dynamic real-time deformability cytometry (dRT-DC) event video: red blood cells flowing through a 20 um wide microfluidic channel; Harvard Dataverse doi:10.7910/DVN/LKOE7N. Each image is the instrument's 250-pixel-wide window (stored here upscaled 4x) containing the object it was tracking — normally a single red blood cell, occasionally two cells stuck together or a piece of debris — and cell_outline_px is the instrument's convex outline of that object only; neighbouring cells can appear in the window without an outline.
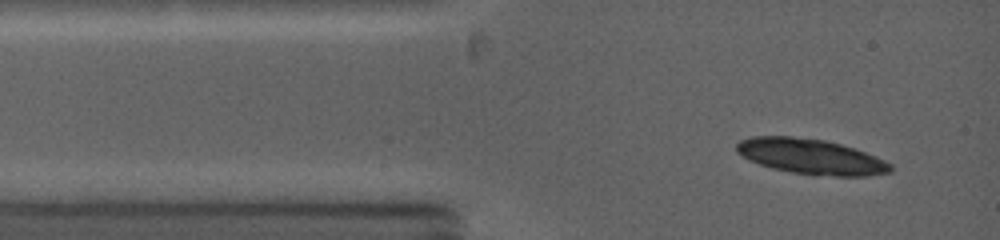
{"species": "common noctule bat (a hibernating species)", "species_latin": "Nyctalus noctula", "temperature_condition": "warm", "stored_images_in_passage": 1, "camera_frame_rate_fps": 5000, "um_per_image_px": 0.085, "animal": {"sex": "female", "body_mass_g": 19.0, "forearm_length_mm": 53.3}, "frame": {"image": 1, "passage_image": 1, "time_ms": 0.0, "image_size_px": [1000, 240], "cell_outline_px": [[892, 172], [868, 176], [836, 176], [792, 172], [772, 168], [748, 160], [736, 152], [736, 144], [740, 140], [752, 136], [792, 136], [824, 140], [840, 144], [876, 156], [892, 164]], "centroid_in_image_um": [68.91, 13.3], "position_along_channel_um": 16.1, "area_um2": 31.5}}